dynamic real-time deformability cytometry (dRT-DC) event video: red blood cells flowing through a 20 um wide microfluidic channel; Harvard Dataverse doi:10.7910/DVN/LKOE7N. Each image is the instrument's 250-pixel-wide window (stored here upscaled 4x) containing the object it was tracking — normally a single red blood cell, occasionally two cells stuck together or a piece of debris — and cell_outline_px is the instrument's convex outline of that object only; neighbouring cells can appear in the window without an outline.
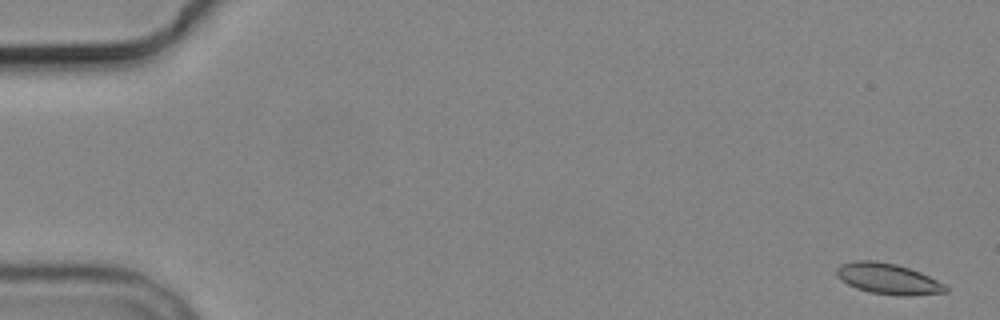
{"species": "common noctule bat (a hibernating species)", "species_latin": "Nyctalus noctula", "temperature_condition": "cold", "stored_images_in_passage": 7, "camera_frame_rate_fps": 3000, "um_per_image_px": 0.085, "animal": {"sex": "male", "body_mass_g": 19.2, "forearm_length_mm": 51.8}, "frame": {"image": 1, "passage_image": 1, "time_ms": 0.0, "image_size_px": [1000, 320], "cell_outline_px": [[948, 292], [908, 296], [900, 296], [868, 292], [856, 288], [848, 284], [836, 272], [836, 268], [840, 264], [856, 260], [876, 260], [896, 264], [920, 272], [944, 284], [948, 288]], "centroid_in_image_um": [75.5, 23.7], "position_along_channel_um": 9.5, "area_um2": 19.48}}
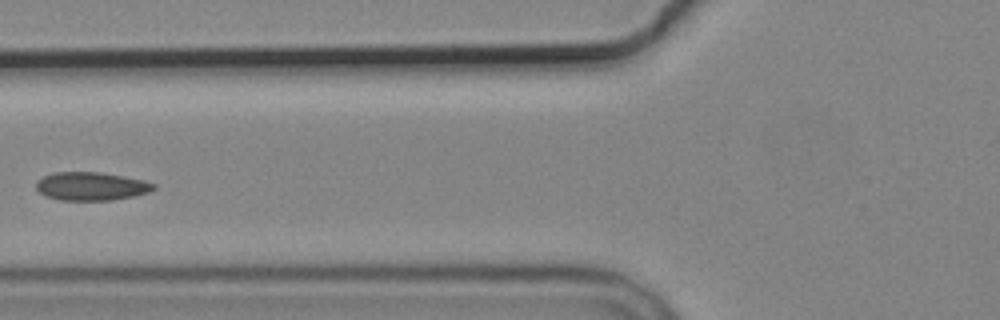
{"frame": {"image": 2, "passage_image": 6, "time_ms": 7.0, "image_size_px": [1000, 320], "cell_outline_px": [[156, 188], [148, 192], [132, 196], [112, 200], [60, 200], [44, 196], [36, 188], [36, 180], [52, 172], [100, 172], [144, 180], [156, 184]], "centroid_in_image_um": [7.72, 15.83], "position_along_channel_um": 118.1, "area_um2": 19.42}}
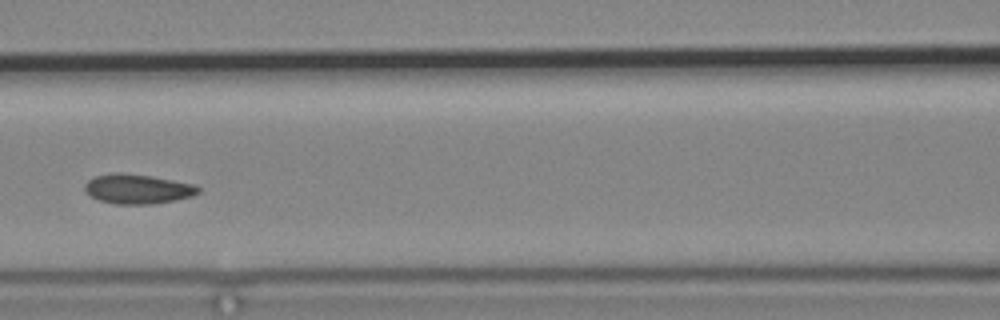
{"frame": {"image": 3, "passage_image": 7, "time_ms": 8.0, "image_size_px": [1000, 320], "cell_outline_px": [[200, 192], [192, 196], [176, 200], [152, 204], [116, 204], [100, 200], [84, 192], [84, 184], [88, 180], [96, 176], [116, 172], [120, 172], [152, 176], [192, 184], [200, 188]], "centroid_in_image_um": [11.68, 16.06], "position_along_channel_um": 154.9, "area_um2": 19.54}}